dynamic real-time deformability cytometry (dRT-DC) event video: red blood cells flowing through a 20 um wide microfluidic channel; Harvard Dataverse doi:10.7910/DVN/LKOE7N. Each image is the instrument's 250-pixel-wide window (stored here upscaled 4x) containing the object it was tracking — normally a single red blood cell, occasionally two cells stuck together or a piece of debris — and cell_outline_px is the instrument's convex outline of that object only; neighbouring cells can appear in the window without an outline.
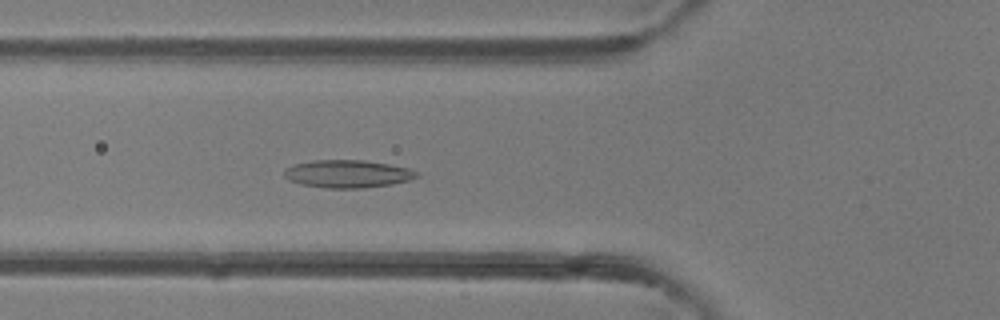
{"species": "common noctule bat (a hibernating species)", "species_latin": "Nyctalus noctula", "temperature_condition": "room temperature", "stored_images_in_passage": 34, "camera_frame_rate_fps": 3000, "um_per_image_px": 0.085, "animal": {"sex": "female"}, "frame": {"image": 1, "passage_image": 4, "time_ms": 1.0, "image_size_px": [1000, 320], "cell_outline_px": [[420, 176], [408, 180], [392, 184], [364, 188], [328, 188], [300, 184], [288, 180], [284, 176], [284, 168], [296, 164], [312, 160], [364, 160], [388, 164], [408, 168], [420, 172]], "centroid_in_image_um": [29.55, 14.78], "position_along_channel_um": 96.3, "area_um2": 21.5}}
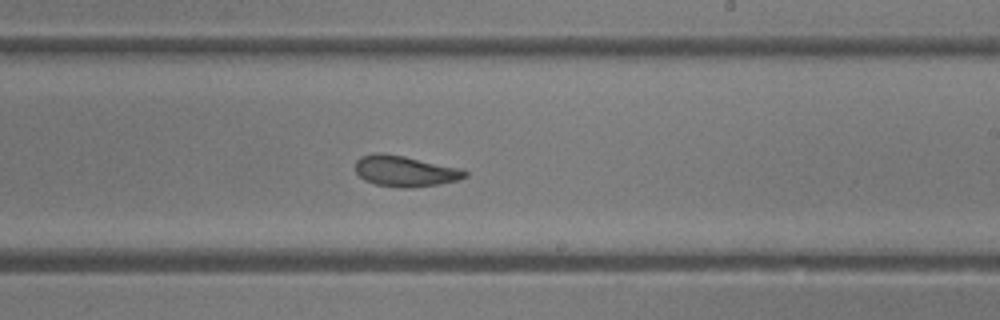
{"frame": {"image": 2, "passage_image": 15, "time_ms": 4.667, "image_size_px": [1000, 320], "cell_outline_px": [[468, 176], [460, 180], [440, 184], [412, 188], [400, 188], [376, 184], [364, 180], [356, 172], [356, 160], [360, 156], [376, 152], [384, 152], [464, 168], [468, 172]], "centroid_in_image_um": [34.48, 14.54], "position_along_channel_um": 254.5, "area_um2": 20.17}}
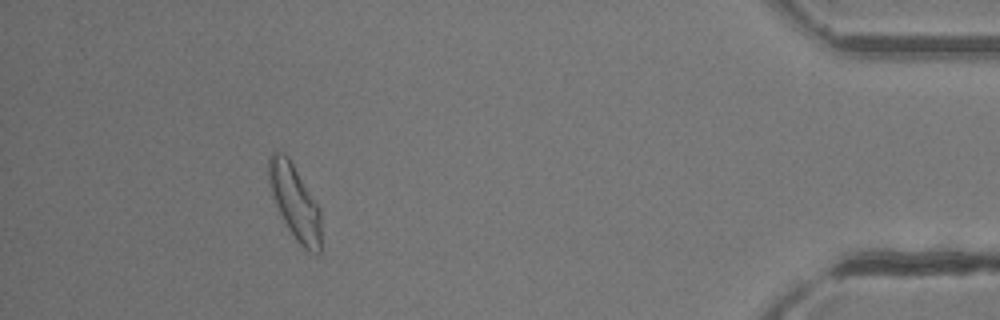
{"frame": {"image": 3, "passage_image": 30, "time_ms": 9.667, "image_size_px": [1000, 320], "cell_outline_px": [[320, 252], [308, 252], [296, 240], [288, 228], [272, 196], [268, 180], [268, 160], [272, 152], [284, 152], [288, 156], [320, 208]], "centroid_in_image_um": [25.05, 17.14], "position_along_channel_um": 410.2, "area_um2": 22.43}, "authors_computed_cell_mechanics": {"area_um2": 20.4323, "velocity_mm_per_s": 4.3167, "shape_relaxation_time_tau1_ms": null, "shape_relaxation_time_tau2_ms": 1.8826, "deformation_change_tau1": null, "deformation_change_tau2": 0.0865}}